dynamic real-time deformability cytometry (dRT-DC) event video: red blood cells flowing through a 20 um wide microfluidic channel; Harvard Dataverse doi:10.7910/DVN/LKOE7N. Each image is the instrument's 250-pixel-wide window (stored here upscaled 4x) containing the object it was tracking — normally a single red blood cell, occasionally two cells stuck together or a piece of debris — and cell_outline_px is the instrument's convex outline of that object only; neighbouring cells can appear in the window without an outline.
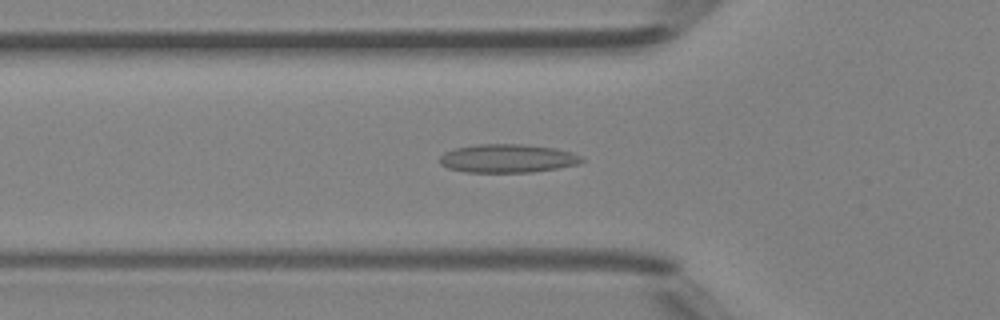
{"species": "Egyptian fruit bat (a non-hibernating species)", "species_latin": "Rousettus aegyptiacus", "temperature_condition": "room temperature", "stored_images_in_passage": 38, "camera_frame_rate_fps": 3000, "um_per_image_px": 0.085, "animal": {"sex": "female"}, "frame": {"image": 1, "passage_image": 7, "time_ms": 2.0, "image_size_px": [1000, 320], "cell_outline_px": [[584, 160], [580, 164], [532, 172], [468, 172], [448, 168], [440, 164], [440, 156], [444, 152], [456, 148], [476, 144], [524, 144], [556, 148], [572, 152], [580, 156]], "centroid_in_image_um": [43.15, 13.46], "position_along_channel_um": 82.6, "area_um2": 23.58}}
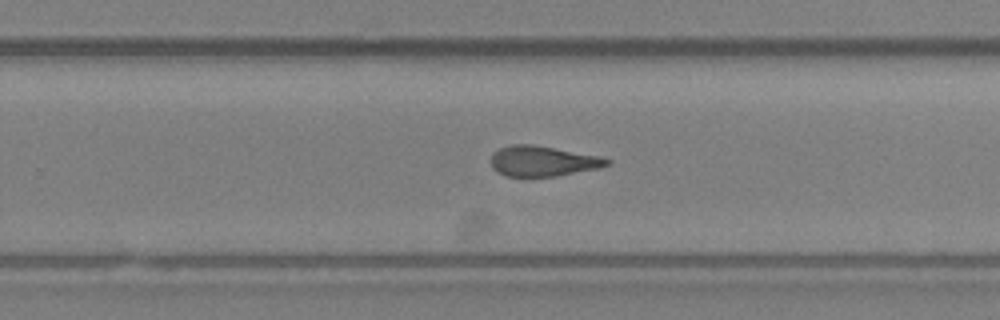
{"frame": {"image": 2, "passage_image": 21, "time_ms": 6.667, "image_size_px": [1000, 320], "cell_outline_px": [[612, 164], [600, 168], [556, 176], [504, 176], [492, 168], [492, 152], [500, 148], [512, 144], [532, 144], [600, 156], [612, 160]], "centroid_in_image_um": [46.16, 13.69], "position_along_channel_um": 283.6, "area_um2": 20.58}}
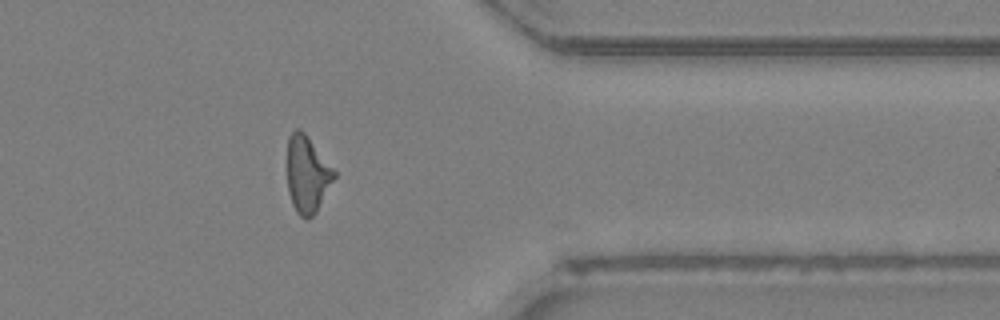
{"frame": {"image": 3, "passage_image": 29, "time_ms": 9.333, "image_size_px": [1000, 320], "cell_outline_px": [[336, 176], [316, 212], [308, 220], [304, 220], [296, 212], [292, 204], [288, 192], [288, 136], [296, 128], [300, 128], [304, 132], [336, 172]], "centroid_in_image_um": [26.11, 14.85], "position_along_channel_um": 385.3, "area_um2": 20.87}, "authors_computed_cell_mechanics": {"area_um2": 21.2704, "velocity_mm_per_s": 4.3087, "shape_relaxation_time_tau1_ms": null, "shape_relaxation_time_tau2_ms": 2.5722, "deformation_change_tau1": null, "deformation_change_tau2": 0.1131}}